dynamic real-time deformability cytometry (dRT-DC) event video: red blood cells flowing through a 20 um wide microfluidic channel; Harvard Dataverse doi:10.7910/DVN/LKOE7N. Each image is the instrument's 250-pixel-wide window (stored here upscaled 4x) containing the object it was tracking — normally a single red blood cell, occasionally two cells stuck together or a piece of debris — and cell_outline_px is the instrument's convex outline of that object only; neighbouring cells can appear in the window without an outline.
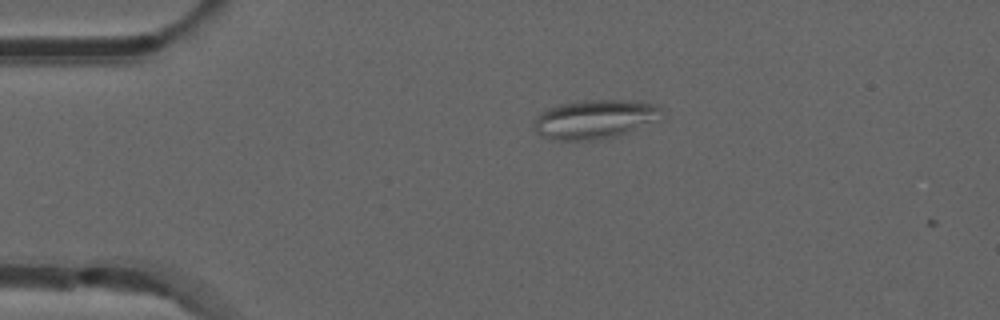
{"species": "common noctule bat (a hibernating species)", "species_latin": "Nyctalus noctula", "temperature_condition": "room temperature", "stored_images_in_passage": 3, "camera_frame_rate_fps": 3000, "um_per_image_px": 0.085, "animal": {"sex": "male", "forearm_length_mm": 52.5}, "frame": {"image": 1, "passage_image": 2, "time_ms": 0.333, "image_size_px": [1000, 320], "cell_outline_px": [[668, 116], [660, 120], [628, 132], [616, 136], [596, 140], [552, 140], [540, 136], [532, 128], [532, 124], [536, 116], [540, 112], [548, 108], [560, 104], [584, 100], [640, 100], [656, 104]], "centroid_in_image_um": [50.6, 10.13], "position_along_channel_um": 34.4, "area_um2": 29.82}}